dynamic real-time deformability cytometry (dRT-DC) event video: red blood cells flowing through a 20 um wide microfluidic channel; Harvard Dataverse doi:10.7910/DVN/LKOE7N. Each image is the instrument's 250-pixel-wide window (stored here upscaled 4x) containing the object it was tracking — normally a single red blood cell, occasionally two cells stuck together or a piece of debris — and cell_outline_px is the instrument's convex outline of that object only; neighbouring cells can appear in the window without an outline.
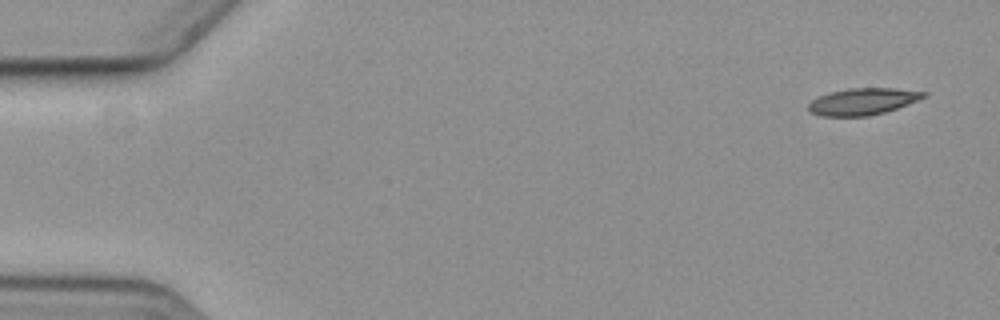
{"species": "common noctule bat (a hibernating species)", "species_latin": "Nyctalus noctula", "temperature_condition": "cold", "stored_images_in_passage": 6, "segment_of_instrument_passage": [1, 2], "camera_frame_rate_fps": 3000, "um_per_image_px": 0.085, "animal": {"sex": "female", "body_mass_g": 19.3, "forearm_length_mm": 54.1}, "frame": {"image": 1, "passage_image": 1, "time_ms": 0.0, "image_size_px": [1000, 320], "cell_outline_px": [[928, 96], [896, 108], [884, 112], [868, 116], [824, 116], [808, 112], [808, 104], [812, 100], [828, 92], [848, 88], [896, 88], [928, 92]], "centroid_in_image_um": [73.33, 8.62], "position_along_channel_um": 11.7, "area_um2": 17.98}}
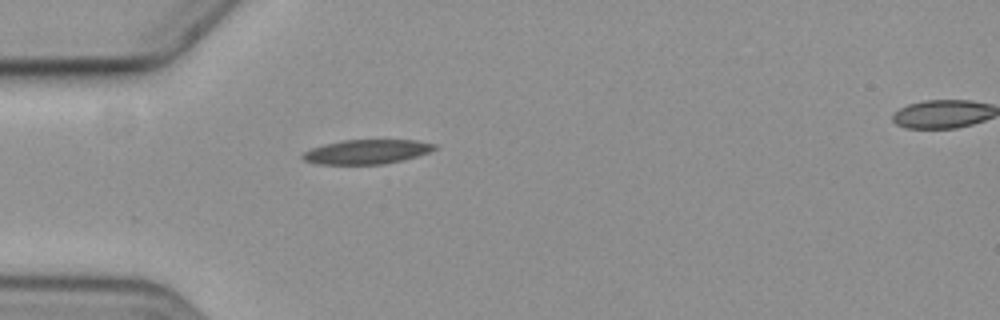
{"frame": {"image": 2, "passage_image": 5, "time_ms": 4.667, "image_size_px": [1000, 320], "cell_outline_px": [[436, 148], [428, 152], [416, 156], [384, 164], [316, 164], [304, 160], [300, 156], [304, 152], [312, 148], [324, 144], [344, 140], [416, 140], [436, 144]], "centroid_in_image_um": [31.14, 12.9], "position_along_channel_um": 53.9, "area_um2": 18.55}}